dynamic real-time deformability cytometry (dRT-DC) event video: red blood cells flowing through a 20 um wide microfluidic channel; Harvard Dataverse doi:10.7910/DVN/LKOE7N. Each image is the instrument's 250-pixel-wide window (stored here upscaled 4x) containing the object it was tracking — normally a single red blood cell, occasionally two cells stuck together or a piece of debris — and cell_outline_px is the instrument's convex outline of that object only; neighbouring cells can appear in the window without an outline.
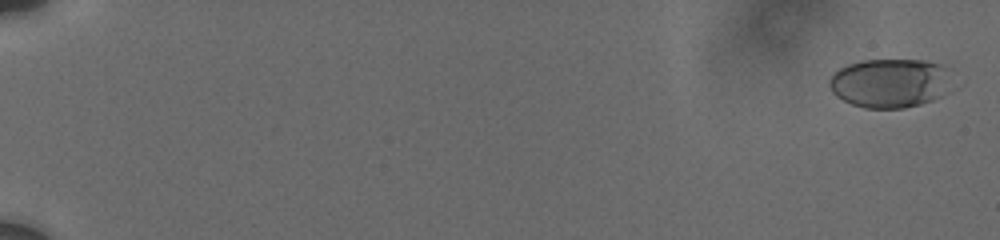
{"species": "human", "species_latin": "Homo sapiens", "temperature_condition": "cold", "stored_images_in_passage": 43, "camera_frame_rate_fps": 3000, "um_per_image_px": 0.085, "donor": {"sex": "male"}, "frame": {"image": 1, "passage_image": 4, "time_ms": 0.667, "image_size_px": [1000, 240], "cell_outline_px": [[952, 68], [940, 96], [932, 100], [920, 104], [904, 108], [864, 108], [852, 104], [836, 96], [832, 92], [828, 84], [828, 80], [840, 68], [848, 64], [860, 60], [928, 60], [944, 64]], "centroid_in_image_um": [75.62, 7.04], "position_along_channel_um": 9.4, "area_um2": 35.03}}
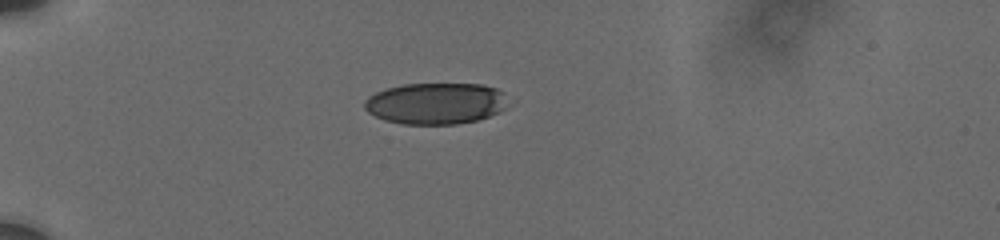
{"frame": {"image": 2, "passage_image": 36, "time_ms": 6.333, "image_size_px": [1000, 240], "cell_outline_px": [[504, 108], [500, 112], [480, 120], [456, 124], [404, 124], [384, 120], [368, 112], [364, 108], [364, 100], [368, 96], [384, 88], [404, 84], [480, 84], [496, 88], [500, 92]], "centroid_in_image_um": [36.96, 8.8], "position_along_channel_um": 48.0, "area_um2": 34.45}}